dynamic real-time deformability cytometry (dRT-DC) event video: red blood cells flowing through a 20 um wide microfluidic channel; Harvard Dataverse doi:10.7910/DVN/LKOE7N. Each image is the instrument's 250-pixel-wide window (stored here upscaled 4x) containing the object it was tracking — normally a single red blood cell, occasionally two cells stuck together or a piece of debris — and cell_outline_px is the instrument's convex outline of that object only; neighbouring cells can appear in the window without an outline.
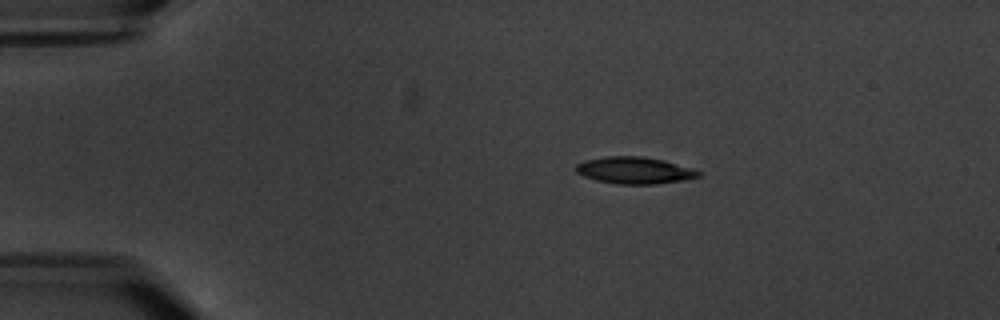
{"species": "common noctule bat (a hibernating species)", "species_latin": "Nyctalus noctula", "temperature_condition": "warm", "stored_images_in_passage": 6, "camera_frame_rate_fps": 3000, "um_per_image_px": 0.085, "animal": {"sex": "male", "body_mass_g": 20.1, "forearm_length_mm": 53.5}, "frame": {"image": 1, "passage_image": 4, "time_ms": 3.667, "image_size_px": [1000, 320], "cell_outline_px": [[700, 176], [684, 180], [656, 184], [616, 184], [596, 180], [584, 176], [576, 172], [576, 164], [584, 160], [608, 156], [644, 156], [664, 160], [692, 168], [700, 172]], "centroid_in_image_um": [53.93, 14.48], "position_along_channel_um": 31.1, "area_um2": 19.19}}